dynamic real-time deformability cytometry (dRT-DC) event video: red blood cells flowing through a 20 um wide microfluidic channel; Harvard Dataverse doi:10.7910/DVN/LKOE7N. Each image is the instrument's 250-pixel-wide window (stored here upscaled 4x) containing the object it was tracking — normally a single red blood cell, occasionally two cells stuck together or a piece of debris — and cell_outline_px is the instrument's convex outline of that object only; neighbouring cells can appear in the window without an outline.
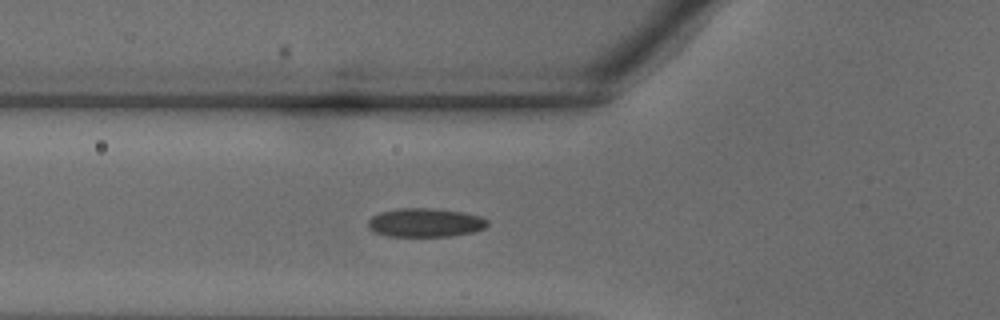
{"species": "common noctule bat (a hibernating species)", "species_latin": "Nyctalus noctula", "temperature_condition": "warm", "stored_images_in_passage": 38, "camera_frame_rate_fps": 3000, "um_per_image_px": 0.085, "animal": {"sex": "male", "body_mass_g": 18.8}, "frame": {"image": 1, "passage_image": 13, "time_ms": 4.0, "image_size_px": [1000, 320], "cell_outline_px": [[488, 224], [484, 228], [472, 232], [452, 236], [388, 236], [376, 232], [368, 228], [368, 220], [372, 216], [380, 212], [396, 208], [432, 208], [464, 212], [480, 216], [488, 220]], "centroid_in_image_um": [36.14, 18.91], "position_along_channel_um": 89.7, "area_um2": 20.06}}
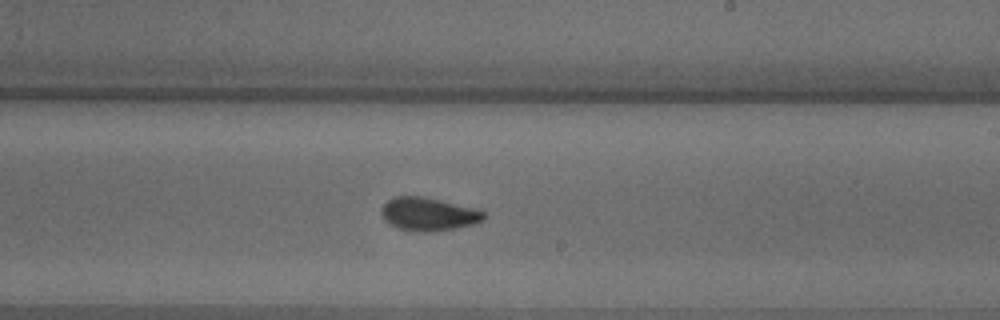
{"frame": {"image": 2, "passage_image": 22, "time_ms": 7.0, "image_size_px": [1000, 320], "cell_outline_px": [[484, 220], [472, 224], [456, 228], [428, 232], [420, 232], [396, 228], [388, 224], [384, 220], [380, 212], [384, 204], [392, 196], [424, 196], [440, 200], [484, 212]], "centroid_in_image_um": [36.33, 18.2], "position_along_channel_um": 252.7, "area_um2": 19.65}}
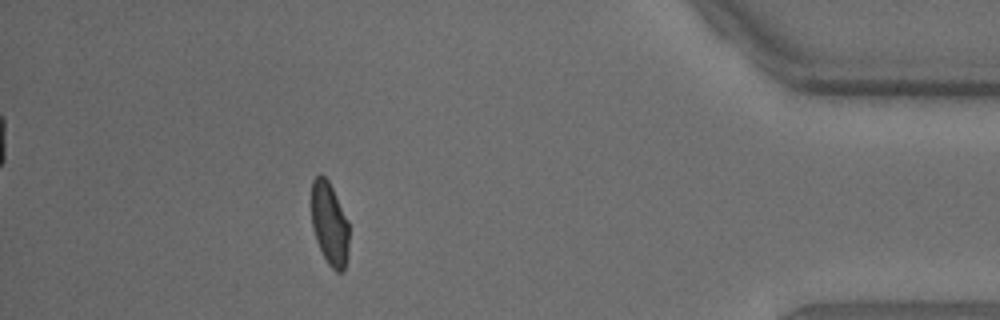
{"frame": {"image": 3, "passage_image": 33, "time_ms": 10.667, "image_size_px": [1000, 320], "cell_outline_px": [[348, 256], [344, 272], [336, 272], [328, 264], [316, 240], [312, 228], [312, 180], [320, 172], [328, 180], [348, 220]], "centroid_in_image_um": [28.01, 19.04], "position_along_channel_um": 407.2, "area_um2": 18.21}}